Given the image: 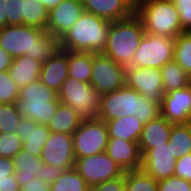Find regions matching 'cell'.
I'll return each mask as SVG.
<instances>
[{"label":"cell","mask_w":191,"mask_h":191,"mask_svg":"<svg viewBox=\"0 0 191 191\" xmlns=\"http://www.w3.org/2000/svg\"><path fill=\"white\" fill-rule=\"evenodd\" d=\"M21 191H51L50 185L42 182L38 178L31 179L30 182L21 187Z\"/></svg>","instance_id":"obj_43"},{"label":"cell","mask_w":191,"mask_h":191,"mask_svg":"<svg viewBox=\"0 0 191 191\" xmlns=\"http://www.w3.org/2000/svg\"><path fill=\"white\" fill-rule=\"evenodd\" d=\"M74 168L89 186L123 176L125 173L106 152L76 158Z\"/></svg>","instance_id":"obj_10"},{"label":"cell","mask_w":191,"mask_h":191,"mask_svg":"<svg viewBox=\"0 0 191 191\" xmlns=\"http://www.w3.org/2000/svg\"><path fill=\"white\" fill-rule=\"evenodd\" d=\"M85 12L110 22L129 18L135 13L132 0H82Z\"/></svg>","instance_id":"obj_18"},{"label":"cell","mask_w":191,"mask_h":191,"mask_svg":"<svg viewBox=\"0 0 191 191\" xmlns=\"http://www.w3.org/2000/svg\"><path fill=\"white\" fill-rule=\"evenodd\" d=\"M15 104L22 117L32 119L37 124L47 125L60 101L55 90L37 80L20 87Z\"/></svg>","instance_id":"obj_5"},{"label":"cell","mask_w":191,"mask_h":191,"mask_svg":"<svg viewBox=\"0 0 191 191\" xmlns=\"http://www.w3.org/2000/svg\"><path fill=\"white\" fill-rule=\"evenodd\" d=\"M66 171L63 167L48 165L42 162L41 181L47 184L55 182V180Z\"/></svg>","instance_id":"obj_40"},{"label":"cell","mask_w":191,"mask_h":191,"mask_svg":"<svg viewBox=\"0 0 191 191\" xmlns=\"http://www.w3.org/2000/svg\"><path fill=\"white\" fill-rule=\"evenodd\" d=\"M110 23L104 18L84 11L75 24L59 39L60 49L103 53L107 44Z\"/></svg>","instance_id":"obj_3"},{"label":"cell","mask_w":191,"mask_h":191,"mask_svg":"<svg viewBox=\"0 0 191 191\" xmlns=\"http://www.w3.org/2000/svg\"><path fill=\"white\" fill-rule=\"evenodd\" d=\"M172 125L162 115L144 124L138 142L139 149H153L164 143H168Z\"/></svg>","instance_id":"obj_21"},{"label":"cell","mask_w":191,"mask_h":191,"mask_svg":"<svg viewBox=\"0 0 191 191\" xmlns=\"http://www.w3.org/2000/svg\"><path fill=\"white\" fill-rule=\"evenodd\" d=\"M8 25H23L25 0H5Z\"/></svg>","instance_id":"obj_36"},{"label":"cell","mask_w":191,"mask_h":191,"mask_svg":"<svg viewBox=\"0 0 191 191\" xmlns=\"http://www.w3.org/2000/svg\"><path fill=\"white\" fill-rule=\"evenodd\" d=\"M0 191H21L15 175H13V181L0 182Z\"/></svg>","instance_id":"obj_45"},{"label":"cell","mask_w":191,"mask_h":191,"mask_svg":"<svg viewBox=\"0 0 191 191\" xmlns=\"http://www.w3.org/2000/svg\"><path fill=\"white\" fill-rule=\"evenodd\" d=\"M164 94L188 86V73L174 60L166 63L161 69Z\"/></svg>","instance_id":"obj_28"},{"label":"cell","mask_w":191,"mask_h":191,"mask_svg":"<svg viewBox=\"0 0 191 191\" xmlns=\"http://www.w3.org/2000/svg\"><path fill=\"white\" fill-rule=\"evenodd\" d=\"M51 191H89L90 186L75 168L66 170L55 182L50 184Z\"/></svg>","instance_id":"obj_30"},{"label":"cell","mask_w":191,"mask_h":191,"mask_svg":"<svg viewBox=\"0 0 191 191\" xmlns=\"http://www.w3.org/2000/svg\"><path fill=\"white\" fill-rule=\"evenodd\" d=\"M188 87L191 88V72L188 73Z\"/></svg>","instance_id":"obj_51"},{"label":"cell","mask_w":191,"mask_h":191,"mask_svg":"<svg viewBox=\"0 0 191 191\" xmlns=\"http://www.w3.org/2000/svg\"><path fill=\"white\" fill-rule=\"evenodd\" d=\"M48 11L55 8L63 0H40Z\"/></svg>","instance_id":"obj_47"},{"label":"cell","mask_w":191,"mask_h":191,"mask_svg":"<svg viewBox=\"0 0 191 191\" xmlns=\"http://www.w3.org/2000/svg\"><path fill=\"white\" fill-rule=\"evenodd\" d=\"M49 11L40 0H25L23 24L46 30Z\"/></svg>","instance_id":"obj_29"},{"label":"cell","mask_w":191,"mask_h":191,"mask_svg":"<svg viewBox=\"0 0 191 191\" xmlns=\"http://www.w3.org/2000/svg\"><path fill=\"white\" fill-rule=\"evenodd\" d=\"M174 176L191 182V153L176 160Z\"/></svg>","instance_id":"obj_38"},{"label":"cell","mask_w":191,"mask_h":191,"mask_svg":"<svg viewBox=\"0 0 191 191\" xmlns=\"http://www.w3.org/2000/svg\"><path fill=\"white\" fill-rule=\"evenodd\" d=\"M142 155L141 169L156 181L174 176L176 160L168 143L153 149H140Z\"/></svg>","instance_id":"obj_14"},{"label":"cell","mask_w":191,"mask_h":191,"mask_svg":"<svg viewBox=\"0 0 191 191\" xmlns=\"http://www.w3.org/2000/svg\"><path fill=\"white\" fill-rule=\"evenodd\" d=\"M109 137H116L126 141L139 142L144 123L137 117L123 116L105 122Z\"/></svg>","instance_id":"obj_24"},{"label":"cell","mask_w":191,"mask_h":191,"mask_svg":"<svg viewBox=\"0 0 191 191\" xmlns=\"http://www.w3.org/2000/svg\"><path fill=\"white\" fill-rule=\"evenodd\" d=\"M93 53L68 51V76L78 81L90 83Z\"/></svg>","instance_id":"obj_26"},{"label":"cell","mask_w":191,"mask_h":191,"mask_svg":"<svg viewBox=\"0 0 191 191\" xmlns=\"http://www.w3.org/2000/svg\"><path fill=\"white\" fill-rule=\"evenodd\" d=\"M21 117L16 104L0 103V133H16Z\"/></svg>","instance_id":"obj_32"},{"label":"cell","mask_w":191,"mask_h":191,"mask_svg":"<svg viewBox=\"0 0 191 191\" xmlns=\"http://www.w3.org/2000/svg\"><path fill=\"white\" fill-rule=\"evenodd\" d=\"M144 35L142 21L135 13L129 18L111 22L103 54L128 67Z\"/></svg>","instance_id":"obj_4"},{"label":"cell","mask_w":191,"mask_h":191,"mask_svg":"<svg viewBox=\"0 0 191 191\" xmlns=\"http://www.w3.org/2000/svg\"><path fill=\"white\" fill-rule=\"evenodd\" d=\"M150 1H155V0H132V3H133L134 9H136L140 5L150 2Z\"/></svg>","instance_id":"obj_48"},{"label":"cell","mask_w":191,"mask_h":191,"mask_svg":"<svg viewBox=\"0 0 191 191\" xmlns=\"http://www.w3.org/2000/svg\"><path fill=\"white\" fill-rule=\"evenodd\" d=\"M191 40V28L183 32Z\"/></svg>","instance_id":"obj_50"},{"label":"cell","mask_w":191,"mask_h":191,"mask_svg":"<svg viewBox=\"0 0 191 191\" xmlns=\"http://www.w3.org/2000/svg\"><path fill=\"white\" fill-rule=\"evenodd\" d=\"M125 191H158V181L142 169L126 171Z\"/></svg>","instance_id":"obj_31"},{"label":"cell","mask_w":191,"mask_h":191,"mask_svg":"<svg viewBox=\"0 0 191 191\" xmlns=\"http://www.w3.org/2000/svg\"><path fill=\"white\" fill-rule=\"evenodd\" d=\"M72 138L75 159L106 152L109 141L107 125L99 118L83 120Z\"/></svg>","instance_id":"obj_9"},{"label":"cell","mask_w":191,"mask_h":191,"mask_svg":"<svg viewBox=\"0 0 191 191\" xmlns=\"http://www.w3.org/2000/svg\"><path fill=\"white\" fill-rule=\"evenodd\" d=\"M16 173L15 178L20 187L30 182L31 179H41L42 160L41 156H35L22 148L13 158Z\"/></svg>","instance_id":"obj_23"},{"label":"cell","mask_w":191,"mask_h":191,"mask_svg":"<svg viewBox=\"0 0 191 191\" xmlns=\"http://www.w3.org/2000/svg\"><path fill=\"white\" fill-rule=\"evenodd\" d=\"M175 39L145 33L128 67L161 69L174 59Z\"/></svg>","instance_id":"obj_8"},{"label":"cell","mask_w":191,"mask_h":191,"mask_svg":"<svg viewBox=\"0 0 191 191\" xmlns=\"http://www.w3.org/2000/svg\"><path fill=\"white\" fill-rule=\"evenodd\" d=\"M58 99L71 106L83 120L98 118L101 94L90 83L68 76L58 91Z\"/></svg>","instance_id":"obj_7"},{"label":"cell","mask_w":191,"mask_h":191,"mask_svg":"<svg viewBox=\"0 0 191 191\" xmlns=\"http://www.w3.org/2000/svg\"><path fill=\"white\" fill-rule=\"evenodd\" d=\"M125 84L139 94L162 103L164 90L160 69L126 67Z\"/></svg>","instance_id":"obj_12"},{"label":"cell","mask_w":191,"mask_h":191,"mask_svg":"<svg viewBox=\"0 0 191 191\" xmlns=\"http://www.w3.org/2000/svg\"><path fill=\"white\" fill-rule=\"evenodd\" d=\"M89 191H125V173L123 176L90 186Z\"/></svg>","instance_id":"obj_39"},{"label":"cell","mask_w":191,"mask_h":191,"mask_svg":"<svg viewBox=\"0 0 191 191\" xmlns=\"http://www.w3.org/2000/svg\"><path fill=\"white\" fill-rule=\"evenodd\" d=\"M191 182L185 179L171 176L167 179L158 181V191H190Z\"/></svg>","instance_id":"obj_37"},{"label":"cell","mask_w":191,"mask_h":191,"mask_svg":"<svg viewBox=\"0 0 191 191\" xmlns=\"http://www.w3.org/2000/svg\"><path fill=\"white\" fill-rule=\"evenodd\" d=\"M84 12L82 0H63L48 13L46 32L59 39Z\"/></svg>","instance_id":"obj_16"},{"label":"cell","mask_w":191,"mask_h":191,"mask_svg":"<svg viewBox=\"0 0 191 191\" xmlns=\"http://www.w3.org/2000/svg\"><path fill=\"white\" fill-rule=\"evenodd\" d=\"M0 47L13 59L26 55L44 63L60 49V41L35 26L7 25L0 28Z\"/></svg>","instance_id":"obj_1"},{"label":"cell","mask_w":191,"mask_h":191,"mask_svg":"<svg viewBox=\"0 0 191 191\" xmlns=\"http://www.w3.org/2000/svg\"><path fill=\"white\" fill-rule=\"evenodd\" d=\"M106 153L124 172L141 169L142 155L138 142L109 137Z\"/></svg>","instance_id":"obj_17"},{"label":"cell","mask_w":191,"mask_h":191,"mask_svg":"<svg viewBox=\"0 0 191 191\" xmlns=\"http://www.w3.org/2000/svg\"><path fill=\"white\" fill-rule=\"evenodd\" d=\"M13 58L3 48L0 47V72L8 71Z\"/></svg>","instance_id":"obj_44"},{"label":"cell","mask_w":191,"mask_h":191,"mask_svg":"<svg viewBox=\"0 0 191 191\" xmlns=\"http://www.w3.org/2000/svg\"><path fill=\"white\" fill-rule=\"evenodd\" d=\"M16 173L12 158L0 157V182L13 181V175Z\"/></svg>","instance_id":"obj_41"},{"label":"cell","mask_w":191,"mask_h":191,"mask_svg":"<svg viewBox=\"0 0 191 191\" xmlns=\"http://www.w3.org/2000/svg\"><path fill=\"white\" fill-rule=\"evenodd\" d=\"M161 115L172 124L191 122V88L172 90L163 95Z\"/></svg>","instance_id":"obj_15"},{"label":"cell","mask_w":191,"mask_h":191,"mask_svg":"<svg viewBox=\"0 0 191 191\" xmlns=\"http://www.w3.org/2000/svg\"><path fill=\"white\" fill-rule=\"evenodd\" d=\"M173 60L187 73L191 72V40L184 33L175 38Z\"/></svg>","instance_id":"obj_33"},{"label":"cell","mask_w":191,"mask_h":191,"mask_svg":"<svg viewBox=\"0 0 191 191\" xmlns=\"http://www.w3.org/2000/svg\"><path fill=\"white\" fill-rule=\"evenodd\" d=\"M20 87L13 81L8 72H0V103L15 104L19 97Z\"/></svg>","instance_id":"obj_34"},{"label":"cell","mask_w":191,"mask_h":191,"mask_svg":"<svg viewBox=\"0 0 191 191\" xmlns=\"http://www.w3.org/2000/svg\"><path fill=\"white\" fill-rule=\"evenodd\" d=\"M16 134L23 141V149L35 156H41L44 144L50 136L47 125L37 124L32 119L21 117Z\"/></svg>","instance_id":"obj_19"},{"label":"cell","mask_w":191,"mask_h":191,"mask_svg":"<svg viewBox=\"0 0 191 191\" xmlns=\"http://www.w3.org/2000/svg\"><path fill=\"white\" fill-rule=\"evenodd\" d=\"M6 14V2L5 0H0V28L8 25V18Z\"/></svg>","instance_id":"obj_46"},{"label":"cell","mask_w":191,"mask_h":191,"mask_svg":"<svg viewBox=\"0 0 191 191\" xmlns=\"http://www.w3.org/2000/svg\"><path fill=\"white\" fill-rule=\"evenodd\" d=\"M83 119L71 107L60 103L47 127L50 132L72 135L81 125Z\"/></svg>","instance_id":"obj_25"},{"label":"cell","mask_w":191,"mask_h":191,"mask_svg":"<svg viewBox=\"0 0 191 191\" xmlns=\"http://www.w3.org/2000/svg\"><path fill=\"white\" fill-rule=\"evenodd\" d=\"M175 159L191 153V122L173 124L168 141Z\"/></svg>","instance_id":"obj_27"},{"label":"cell","mask_w":191,"mask_h":191,"mask_svg":"<svg viewBox=\"0 0 191 191\" xmlns=\"http://www.w3.org/2000/svg\"><path fill=\"white\" fill-rule=\"evenodd\" d=\"M135 14L142 21L145 33L175 39L184 31L181 27L179 12L171 0H155L140 5Z\"/></svg>","instance_id":"obj_6"},{"label":"cell","mask_w":191,"mask_h":191,"mask_svg":"<svg viewBox=\"0 0 191 191\" xmlns=\"http://www.w3.org/2000/svg\"><path fill=\"white\" fill-rule=\"evenodd\" d=\"M126 67L117 64L103 53H93L90 85L101 95L114 92L125 85Z\"/></svg>","instance_id":"obj_11"},{"label":"cell","mask_w":191,"mask_h":191,"mask_svg":"<svg viewBox=\"0 0 191 191\" xmlns=\"http://www.w3.org/2000/svg\"><path fill=\"white\" fill-rule=\"evenodd\" d=\"M129 115L146 124L161 115V103L139 94L126 84L114 92L101 95L99 119L106 122Z\"/></svg>","instance_id":"obj_2"},{"label":"cell","mask_w":191,"mask_h":191,"mask_svg":"<svg viewBox=\"0 0 191 191\" xmlns=\"http://www.w3.org/2000/svg\"><path fill=\"white\" fill-rule=\"evenodd\" d=\"M41 65V62L23 55L12 60L7 72L19 87H23L39 80Z\"/></svg>","instance_id":"obj_22"},{"label":"cell","mask_w":191,"mask_h":191,"mask_svg":"<svg viewBox=\"0 0 191 191\" xmlns=\"http://www.w3.org/2000/svg\"><path fill=\"white\" fill-rule=\"evenodd\" d=\"M41 160L48 165L73 169L75 154L72 135L51 132L42 149Z\"/></svg>","instance_id":"obj_13"},{"label":"cell","mask_w":191,"mask_h":191,"mask_svg":"<svg viewBox=\"0 0 191 191\" xmlns=\"http://www.w3.org/2000/svg\"><path fill=\"white\" fill-rule=\"evenodd\" d=\"M67 77L68 51L59 49L50 59L42 63L39 80L58 93Z\"/></svg>","instance_id":"obj_20"},{"label":"cell","mask_w":191,"mask_h":191,"mask_svg":"<svg viewBox=\"0 0 191 191\" xmlns=\"http://www.w3.org/2000/svg\"><path fill=\"white\" fill-rule=\"evenodd\" d=\"M179 12V19L183 31L191 28V4L189 5H175Z\"/></svg>","instance_id":"obj_42"},{"label":"cell","mask_w":191,"mask_h":191,"mask_svg":"<svg viewBox=\"0 0 191 191\" xmlns=\"http://www.w3.org/2000/svg\"><path fill=\"white\" fill-rule=\"evenodd\" d=\"M175 3V5H189L191 4V0H171Z\"/></svg>","instance_id":"obj_49"},{"label":"cell","mask_w":191,"mask_h":191,"mask_svg":"<svg viewBox=\"0 0 191 191\" xmlns=\"http://www.w3.org/2000/svg\"><path fill=\"white\" fill-rule=\"evenodd\" d=\"M23 148V141L16 133H0V157L14 158Z\"/></svg>","instance_id":"obj_35"}]
</instances>
